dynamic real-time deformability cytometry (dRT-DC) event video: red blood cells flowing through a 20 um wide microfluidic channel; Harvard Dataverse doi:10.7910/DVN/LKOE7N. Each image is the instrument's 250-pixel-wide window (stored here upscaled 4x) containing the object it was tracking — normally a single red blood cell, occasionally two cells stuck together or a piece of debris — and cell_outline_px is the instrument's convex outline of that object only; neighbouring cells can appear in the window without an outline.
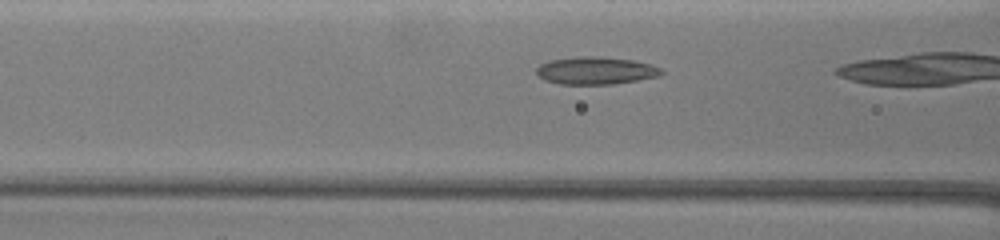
{"species": "common noctule bat (a hibernating species)", "species_latin": "Nyctalus noctula", "temperature_condition": "warm", "stored_images_in_passage": 14, "camera_frame_rate_fps": 3000, "um_per_image_px": 0.085, "animal": {"sex": "female", "body_mass_g": 19.5, "forearm_length_mm": 54.1}, "frame": {"image": 1, "passage_image": 5, "time_ms": 1.333, "image_size_px": [1000, 240], "cell_outline_px": [[664, 72], [656, 76], [636, 80], [612, 84], [560, 84], [544, 80], [536, 72], [536, 68], [540, 64], [548, 60], [576, 56], [600, 56], [632, 60], [652, 64], [660, 68]], "centroid_in_image_um": [50.59, 5.99], "position_along_channel_um": 116.0, "area_um2": 20.06}}
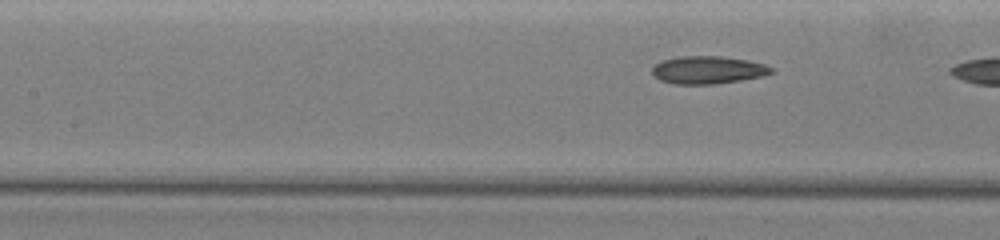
{"frame": {"image": 2, "passage_image": 8, "time_ms": 2.333, "image_size_px": [1000, 240], "cell_outline_px": [[776, 72], [760, 76], [740, 80], [712, 84], [672, 84], [660, 80], [652, 72], [652, 68], [656, 64], [664, 60], [680, 56], [724, 56], [748, 60], [764, 64], [772, 68]], "centroid_in_image_um": [60.18, 5.94], "position_along_channel_um": 147.2, "area_um2": 19.13}}
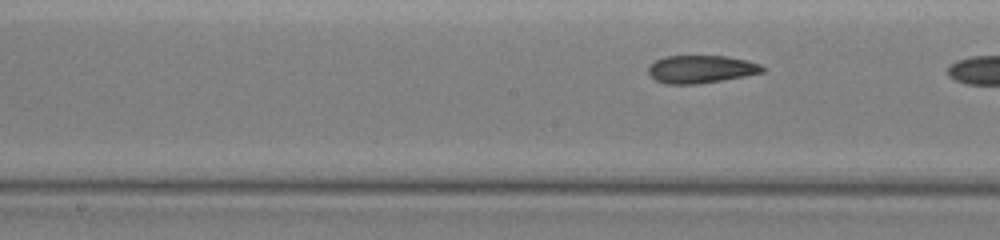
{"frame": {"image": 3, "passage_image": 12, "time_ms": 3.667, "image_size_px": [1000, 240], "cell_outline_px": [[764, 72], [744, 76], [696, 84], [668, 84], [656, 80], [648, 72], [648, 68], [656, 60], [664, 56], [728, 56], [748, 60], [760, 64], [764, 68]], "centroid_in_image_um": [59.6, 5.87], "position_along_channel_um": 188.6, "area_um2": 18.32}}